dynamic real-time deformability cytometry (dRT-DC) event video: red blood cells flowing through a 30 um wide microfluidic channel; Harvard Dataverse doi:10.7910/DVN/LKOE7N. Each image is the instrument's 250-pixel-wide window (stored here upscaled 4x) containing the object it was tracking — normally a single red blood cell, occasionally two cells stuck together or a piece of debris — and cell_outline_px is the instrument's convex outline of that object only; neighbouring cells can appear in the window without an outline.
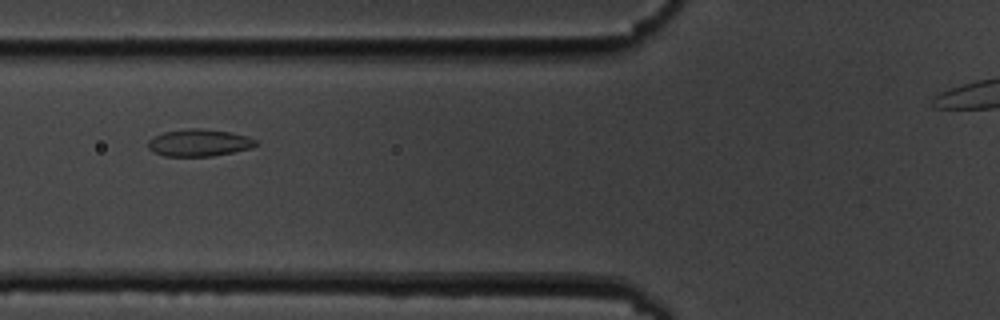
{"species": "common noctule bat (a hibernating species)", "species_latin": "Nyctalus noctula", "temperature_condition": "cold", "stored_images_in_passage": 9, "camera_frame_rate_fps": 3000, "um_per_image_px": 0.085, "animal": {"sex": "male", "body_mass_g": 19.5, "forearm_length_mm": 54.6}, "frame": {"image": 1, "passage_image": 4, "time_ms": 3.667, "image_size_px": [1000, 320], "cell_outline_px": [[260, 144], [252, 148], [212, 156], [164, 156], [152, 152], [148, 148], [148, 140], [164, 132], [188, 128], [200, 128], [232, 132], [248, 136], [256, 140]], "centroid_in_image_um": [16.95, 12.13], "position_along_channel_um": 108.9, "area_um2": 17.17}}
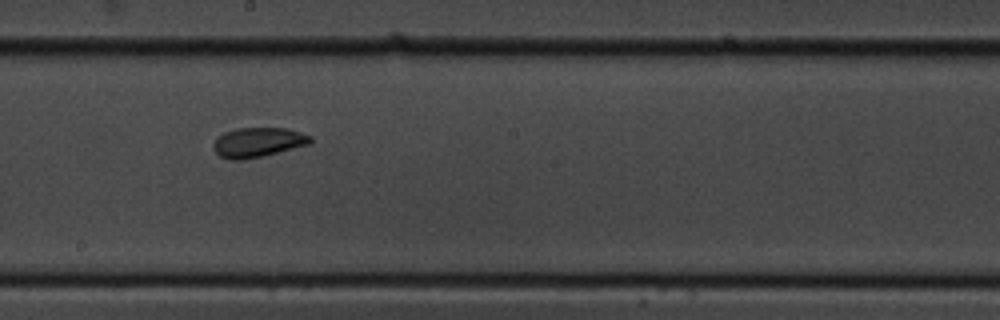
{"frame": {"image": 2, "passage_image": 7, "time_ms": 7.0, "image_size_px": [1000, 320], "cell_outline_px": [[312, 140], [308, 144], [260, 156], [240, 160], [232, 160], [220, 156], [212, 148], [212, 144], [224, 132], [236, 128], [288, 128], [312, 136]], "centroid_in_image_um": [21.9, 12.08], "position_along_channel_um": 226.3, "area_um2": 16.47}}
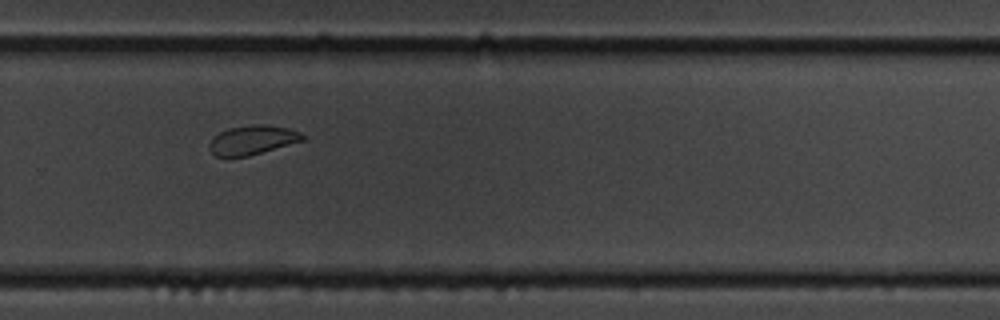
{"frame": {"image": 3, "passage_image": 9, "time_ms": 9.333, "image_size_px": [1000, 320], "cell_outline_px": [[304, 140], [248, 156], [216, 156], [208, 148], [208, 144], [220, 132], [228, 128], [252, 124], [268, 124], [288, 128], [300, 132], [304, 136]], "centroid_in_image_um": [21.46, 11.88], "position_along_channel_um": 308.3, "area_um2": 15.72}}